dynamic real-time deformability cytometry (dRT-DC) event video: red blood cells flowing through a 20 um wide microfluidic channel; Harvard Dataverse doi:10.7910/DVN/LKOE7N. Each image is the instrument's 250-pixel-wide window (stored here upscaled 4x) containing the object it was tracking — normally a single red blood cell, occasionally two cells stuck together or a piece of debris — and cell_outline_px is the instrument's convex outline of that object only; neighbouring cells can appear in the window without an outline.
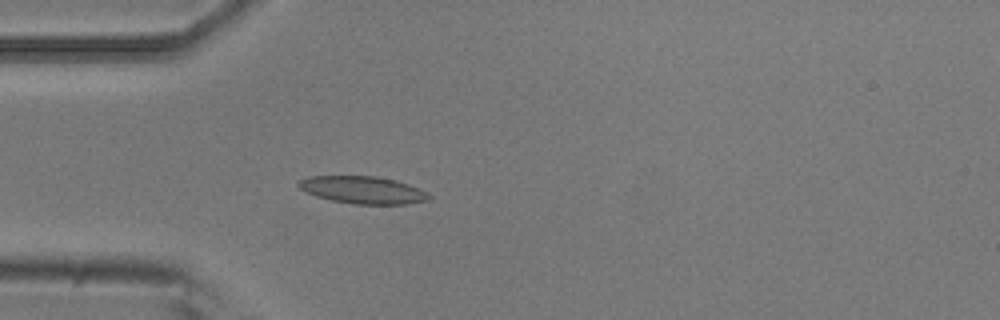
{"species": "common noctule bat (a hibernating species)", "species_latin": "Nyctalus noctula", "temperature_condition": "room temperature", "stored_images_in_passage": 4, "camera_frame_rate_fps": 3000, "um_per_image_px": 0.085, "animal": {"sex": "male", "body_mass_g": 20.5, "forearm_length_mm": 52.5}, "frame": {"image": 1, "passage_image": 4, "time_ms": 1.0, "image_size_px": [1000, 320], "cell_outline_px": [[432, 196], [428, 200], [408, 204], [352, 204], [332, 200], [316, 196], [304, 192], [296, 184], [300, 180], [308, 176], [376, 176], [396, 180], [408, 184], [428, 192]], "centroid_in_image_um": [30.84, 16.15], "position_along_channel_um": 54.2, "area_um2": 20.92}}